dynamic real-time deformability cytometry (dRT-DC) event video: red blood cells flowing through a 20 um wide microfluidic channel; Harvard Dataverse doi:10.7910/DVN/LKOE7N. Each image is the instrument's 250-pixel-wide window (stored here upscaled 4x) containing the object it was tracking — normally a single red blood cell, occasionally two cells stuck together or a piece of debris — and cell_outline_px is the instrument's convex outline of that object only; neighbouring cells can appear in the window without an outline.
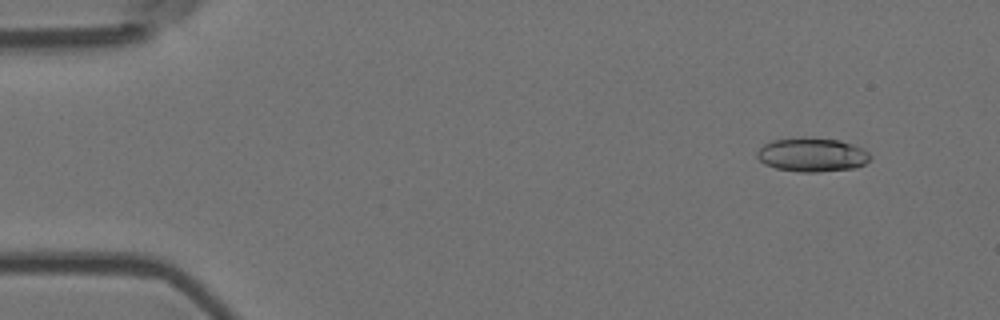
{"species": "Egyptian fruit bat (a non-hibernating species)", "species_latin": "Rousettus aegyptiacus", "temperature_condition": "room temperature", "stored_images_in_passage": 5, "segment_of_instrument_passage": [1, 2], "camera_frame_rate_fps": 3000, "um_per_image_px": 0.085, "animal": {"sex": "female"}, "frame": {"image": 1, "passage_image": 1, "time_ms": 0.0, "image_size_px": [1000, 320], "cell_outline_px": [[872, 156], [864, 164], [856, 168], [816, 172], [800, 172], [776, 168], [764, 164], [756, 156], [756, 152], [764, 144], [772, 140], [804, 136], [840, 140], [852, 144], [868, 152]], "centroid_in_image_um": [69.0, 13.14], "position_along_channel_um": 16.0, "area_um2": 22.54}}
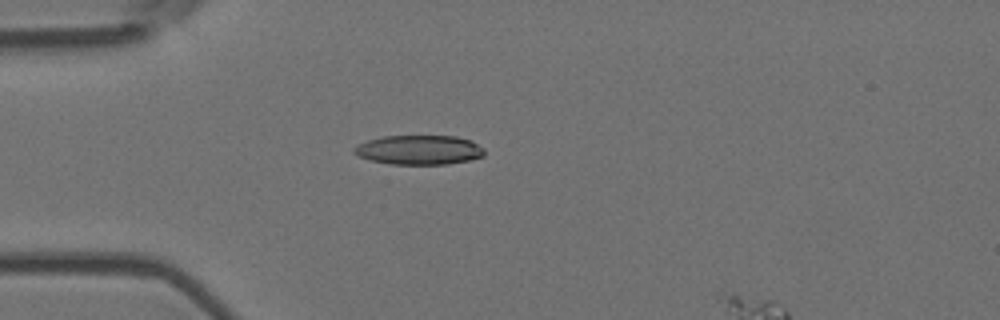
{"frame": {"image": 2, "passage_image": 4, "time_ms": 1.0, "image_size_px": [1000, 320], "cell_outline_px": [[484, 156], [468, 160], [448, 164], [392, 164], [372, 160], [360, 156], [352, 152], [352, 148], [368, 140], [384, 136], [456, 136], [472, 140], [484, 148]], "centroid_in_image_um": [35.66, 12.73], "position_along_channel_um": 49.3, "area_um2": 22.25}}